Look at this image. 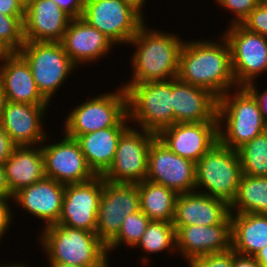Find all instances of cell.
Wrapping results in <instances>:
<instances>
[{
  "label": "cell",
  "instance_id": "1",
  "mask_svg": "<svg viewBox=\"0 0 267 267\" xmlns=\"http://www.w3.org/2000/svg\"><path fill=\"white\" fill-rule=\"evenodd\" d=\"M221 36L218 42L213 39L185 41L177 74L181 81L204 88L217 99L238 87L233 76L230 47Z\"/></svg>",
  "mask_w": 267,
  "mask_h": 267
},
{
  "label": "cell",
  "instance_id": "2",
  "mask_svg": "<svg viewBox=\"0 0 267 267\" xmlns=\"http://www.w3.org/2000/svg\"><path fill=\"white\" fill-rule=\"evenodd\" d=\"M143 23L129 44L136 48L131 56L132 77L121 86L147 82L167 81L177 78L179 57L185 39L178 34L148 29Z\"/></svg>",
  "mask_w": 267,
  "mask_h": 267
},
{
  "label": "cell",
  "instance_id": "3",
  "mask_svg": "<svg viewBox=\"0 0 267 267\" xmlns=\"http://www.w3.org/2000/svg\"><path fill=\"white\" fill-rule=\"evenodd\" d=\"M230 91L217 102L218 135L223 145L237 150L264 133L266 121L257 98L247 87H237L234 93Z\"/></svg>",
  "mask_w": 267,
  "mask_h": 267
},
{
  "label": "cell",
  "instance_id": "4",
  "mask_svg": "<svg viewBox=\"0 0 267 267\" xmlns=\"http://www.w3.org/2000/svg\"><path fill=\"white\" fill-rule=\"evenodd\" d=\"M40 237L48 263L109 267L106 245L95 232L54 224L43 228Z\"/></svg>",
  "mask_w": 267,
  "mask_h": 267
},
{
  "label": "cell",
  "instance_id": "5",
  "mask_svg": "<svg viewBox=\"0 0 267 267\" xmlns=\"http://www.w3.org/2000/svg\"><path fill=\"white\" fill-rule=\"evenodd\" d=\"M241 176L237 150L218 141L195 163V191L231 205L236 198ZM202 187L206 190H201Z\"/></svg>",
  "mask_w": 267,
  "mask_h": 267
},
{
  "label": "cell",
  "instance_id": "6",
  "mask_svg": "<svg viewBox=\"0 0 267 267\" xmlns=\"http://www.w3.org/2000/svg\"><path fill=\"white\" fill-rule=\"evenodd\" d=\"M117 90L96 95L75 106L65 117L62 132L76 139L109 127H129L127 91L122 86Z\"/></svg>",
  "mask_w": 267,
  "mask_h": 267
},
{
  "label": "cell",
  "instance_id": "7",
  "mask_svg": "<svg viewBox=\"0 0 267 267\" xmlns=\"http://www.w3.org/2000/svg\"><path fill=\"white\" fill-rule=\"evenodd\" d=\"M128 116L134 126L155 134L174 124L172 80L128 85Z\"/></svg>",
  "mask_w": 267,
  "mask_h": 267
},
{
  "label": "cell",
  "instance_id": "8",
  "mask_svg": "<svg viewBox=\"0 0 267 267\" xmlns=\"http://www.w3.org/2000/svg\"><path fill=\"white\" fill-rule=\"evenodd\" d=\"M19 53L28 62L37 89L48 102L77 67L61 42L25 41Z\"/></svg>",
  "mask_w": 267,
  "mask_h": 267
},
{
  "label": "cell",
  "instance_id": "9",
  "mask_svg": "<svg viewBox=\"0 0 267 267\" xmlns=\"http://www.w3.org/2000/svg\"><path fill=\"white\" fill-rule=\"evenodd\" d=\"M223 36L231 51V65L238 87H247L267 71V38L241 24H231Z\"/></svg>",
  "mask_w": 267,
  "mask_h": 267
},
{
  "label": "cell",
  "instance_id": "10",
  "mask_svg": "<svg viewBox=\"0 0 267 267\" xmlns=\"http://www.w3.org/2000/svg\"><path fill=\"white\" fill-rule=\"evenodd\" d=\"M142 131V132H139ZM157 134L131 125L119 138L114 160L102 175L110 183H139L146 180L148 150Z\"/></svg>",
  "mask_w": 267,
  "mask_h": 267
},
{
  "label": "cell",
  "instance_id": "11",
  "mask_svg": "<svg viewBox=\"0 0 267 267\" xmlns=\"http://www.w3.org/2000/svg\"><path fill=\"white\" fill-rule=\"evenodd\" d=\"M81 18L102 32L116 46H129V41L145 22L121 0H85Z\"/></svg>",
  "mask_w": 267,
  "mask_h": 267
},
{
  "label": "cell",
  "instance_id": "12",
  "mask_svg": "<svg viewBox=\"0 0 267 267\" xmlns=\"http://www.w3.org/2000/svg\"><path fill=\"white\" fill-rule=\"evenodd\" d=\"M139 210L137 183H110L103 178L95 233L107 245L118 234L125 217Z\"/></svg>",
  "mask_w": 267,
  "mask_h": 267
},
{
  "label": "cell",
  "instance_id": "13",
  "mask_svg": "<svg viewBox=\"0 0 267 267\" xmlns=\"http://www.w3.org/2000/svg\"><path fill=\"white\" fill-rule=\"evenodd\" d=\"M146 180L184 194L195 191V163L172 152L156 137L148 150Z\"/></svg>",
  "mask_w": 267,
  "mask_h": 267
},
{
  "label": "cell",
  "instance_id": "14",
  "mask_svg": "<svg viewBox=\"0 0 267 267\" xmlns=\"http://www.w3.org/2000/svg\"><path fill=\"white\" fill-rule=\"evenodd\" d=\"M63 136L58 142L41 144L45 176L65 185L92 180L96 175L89 168L79 142L65 133Z\"/></svg>",
  "mask_w": 267,
  "mask_h": 267
},
{
  "label": "cell",
  "instance_id": "15",
  "mask_svg": "<svg viewBox=\"0 0 267 267\" xmlns=\"http://www.w3.org/2000/svg\"><path fill=\"white\" fill-rule=\"evenodd\" d=\"M102 188L103 176H95L84 183L66 184L57 224L96 232Z\"/></svg>",
  "mask_w": 267,
  "mask_h": 267
},
{
  "label": "cell",
  "instance_id": "16",
  "mask_svg": "<svg viewBox=\"0 0 267 267\" xmlns=\"http://www.w3.org/2000/svg\"><path fill=\"white\" fill-rule=\"evenodd\" d=\"M218 125V121L175 123L157 137L176 155L196 163L219 141Z\"/></svg>",
  "mask_w": 267,
  "mask_h": 267
},
{
  "label": "cell",
  "instance_id": "17",
  "mask_svg": "<svg viewBox=\"0 0 267 267\" xmlns=\"http://www.w3.org/2000/svg\"><path fill=\"white\" fill-rule=\"evenodd\" d=\"M176 252L187 264L193 259L232 249V224L175 227Z\"/></svg>",
  "mask_w": 267,
  "mask_h": 267
},
{
  "label": "cell",
  "instance_id": "18",
  "mask_svg": "<svg viewBox=\"0 0 267 267\" xmlns=\"http://www.w3.org/2000/svg\"><path fill=\"white\" fill-rule=\"evenodd\" d=\"M48 106L7 101L0 125L17 146L41 145L48 140L42 128Z\"/></svg>",
  "mask_w": 267,
  "mask_h": 267
},
{
  "label": "cell",
  "instance_id": "19",
  "mask_svg": "<svg viewBox=\"0 0 267 267\" xmlns=\"http://www.w3.org/2000/svg\"><path fill=\"white\" fill-rule=\"evenodd\" d=\"M230 205L224 200L197 191L178 194L175 202L174 227L232 224Z\"/></svg>",
  "mask_w": 267,
  "mask_h": 267
},
{
  "label": "cell",
  "instance_id": "20",
  "mask_svg": "<svg viewBox=\"0 0 267 267\" xmlns=\"http://www.w3.org/2000/svg\"><path fill=\"white\" fill-rule=\"evenodd\" d=\"M65 184L45 177L43 180L19 189L13 202L44 221V227L57 224L62 211Z\"/></svg>",
  "mask_w": 267,
  "mask_h": 267
},
{
  "label": "cell",
  "instance_id": "21",
  "mask_svg": "<svg viewBox=\"0 0 267 267\" xmlns=\"http://www.w3.org/2000/svg\"><path fill=\"white\" fill-rule=\"evenodd\" d=\"M71 19L53 0H32L25 9V41L61 42Z\"/></svg>",
  "mask_w": 267,
  "mask_h": 267
},
{
  "label": "cell",
  "instance_id": "22",
  "mask_svg": "<svg viewBox=\"0 0 267 267\" xmlns=\"http://www.w3.org/2000/svg\"><path fill=\"white\" fill-rule=\"evenodd\" d=\"M71 61L76 65L96 62L110 53L114 43L102 32L87 24L82 18H73L61 40Z\"/></svg>",
  "mask_w": 267,
  "mask_h": 267
},
{
  "label": "cell",
  "instance_id": "23",
  "mask_svg": "<svg viewBox=\"0 0 267 267\" xmlns=\"http://www.w3.org/2000/svg\"><path fill=\"white\" fill-rule=\"evenodd\" d=\"M218 99L208 90L172 79V108L175 123L218 121Z\"/></svg>",
  "mask_w": 267,
  "mask_h": 267
},
{
  "label": "cell",
  "instance_id": "24",
  "mask_svg": "<svg viewBox=\"0 0 267 267\" xmlns=\"http://www.w3.org/2000/svg\"><path fill=\"white\" fill-rule=\"evenodd\" d=\"M0 84L7 101L50 105L38 91L29 64L19 52L5 55L0 64Z\"/></svg>",
  "mask_w": 267,
  "mask_h": 267
},
{
  "label": "cell",
  "instance_id": "25",
  "mask_svg": "<svg viewBox=\"0 0 267 267\" xmlns=\"http://www.w3.org/2000/svg\"><path fill=\"white\" fill-rule=\"evenodd\" d=\"M4 165L7 183L13 194L46 177L41 145L17 146Z\"/></svg>",
  "mask_w": 267,
  "mask_h": 267
},
{
  "label": "cell",
  "instance_id": "26",
  "mask_svg": "<svg viewBox=\"0 0 267 267\" xmlns=\"http://www.w3.org/2000/svg\"><path fill=\"white\" fill-rule=\"evenodd\" d=\"M127 128L109 127L76 138L89 168L96 176H102L110 168L119 138Z\"/></svg>",
  "mask_w": 267,
  "mask_h": 267
},
{
  "label": "cell",
  "instance_id": "27",
  "mask_svg": "<svg viewBox=\"0 0 267 267\" xmlns=\"http://www.w3.org/2000/svg\"><path fill=\"white\" fill-rule=\"evenodd\" d=\"M232 250L254 257L267 245V214L231 213Z\"/></svg>",
  "mask_w": 267,
  "mask_h": 267
},
{
  "label": "cell",
  "instance_id": "28",
  "mask_svg": "<svg viewBox=\"0 0 267 267\" xmlns=\"http://www.w3.org/2000/svg\"><path fill=\"white\" fill-rule=\"evenodd\" d=\"M137 184L140 210L150 220L173 222L178 194L168 187L149 180Z\"/></svg>",
  "mask_w": 267,
  "mask_h": 267
},
{
  "label": "cell",
  "instance_id": "29",
  "mask_svg": "<svg viewBox=\"0 0 267 267\" xmlns=\"http://www.w3.org/2000/svg\"><path fill=\"white\" fill-rule=\"evenodd\" d=\"M230 212L267 214V177L242 174Z\"/></svg>",
  "mask_w": 267,
  "mask_h": 267
},
{
  "label": "cell",
  "instance_id": "30",
  "mask_svg": "<svg viewBox=\"0 0 267 267\" xmlns=\"http://www.w3.org/2000/svg\"><path fill=\"white\" fill-rule=\"evenodd\" d=\"M139 248L146 253L176 252L175 227L172 222L151 220L141 240L134 248Z\"/></svg>",
  "mask_w": 267,
  "mask_h": 267
},
{
  "label": "cell",
  "instance_id": "31",
  "mask_svg": "<svg viewBox=\"0 0 267 267\" xmlns=\"http://www.w3.org/2000/svg\"><path fill=\"white\" fill-rule=\"evenodd\" d=\"M242 174L267 177V133L256 136L237 149Z\"/></svg>",
  "mask_w": 267,
  "mask_h": 267
},
{
  "label": "cell",
  "instance_id": "32",
  "mask_svg": "<svg viewBox=\"0 0 267 267\" xmlns=\"http://www.w3.org/2000/svg\"><path fill=\"white\" fill-rule=\"evenodd\" d=\"M150 221L141 210L126 216L118 234L106 245L108 255L118 246H123L122 244L134 248L141 240Z\"/></svg>",
  "mask_w": 267,
  "mask_h": 267
},
{
  "label": "cell",
  "instance_id": "33",
  "mask_svg": "<svg viewBox=\"0 0 267 267\" xmlns=\"http://www.w3.org/2000/svg\"><path fill=\"white\" fill-rule=\"evenodd\" d=\"M24 17L0 13V46L8 53L19 52L25 43Z\"/></svg>",
  "mask_w": 267,
  "mask_h": 267
},
{
  "label": "cell",
  "instance_id": "34",
  "mask_svg": "<svg viewBox=\"0 0 267 267\" xmlns=\"http://www.w3.org/2000/svg\"><path fill=\"white\" fill-rule=\"evenodd\" d=\"M262 0H216L217 5L231 11L234 15L231 24H241Z\"/></svg>",
  "mask_w": 267,
  "mask_h": 267
},
{
  "label": "cell",
  "instance_id": "35",
  "mask_svg": "<svg viewBox=\"0 0 267 267\" xmlns=\"http://www.w3.org/2000/svg\"><path fill=\"white\" fill-rule=\"evenodd\" d=\"M241 25L248 31L267 38V5L261 1Z\"/></svg>",
  "mask_w": 267,
  "mask_h": 267
},
{
  "label": "cell",
  "instance_id": "36",
  "mask_svg": "<svg viewBox=\"0 0 267 267\" xmlns=\"http://www.w3.org/2000/svg\"><path fill=\"white\" fill-rule=\"evenodd\" d=\"M189 267H233V250L223 253H213L193 259Z\"/></svg>",
  "mask_w": 267,
  "mask_h": 267
},
{
  "label": "cell",
  "instance_id": "37",
  "mask_svg": "<svg viewBox=\"0 0 267 267\" xmlns=\"http://www.w3.org/2000/svg\"><path fill=\"white\" fill-rule=\"evenodd\" d=\"M13 197H1L0 198V241L3 236H5V232H7L8 229H10V224H12V218L14 216L11 205L9 202H11ZM11 200V201H10Z\"/></svg>",
  "mask_w": 267,
  "mask_h": 267
},
{
  "label": "cell",
  "instance_id": "38",
  "mask_svg": "<svg viewBox=\"0 0 267 267\" xmlns=\"http://www.w3.org/2000/svg\"><path fill=\"white\" fill-rule=\"evenodd\" d=\"M72 19L81 18L85 0H53Z\"/></svg>",
  "mask_w": 267,
  "mask_h": 267
},
{
  "label": "cell",
  "instance_id": "39",
  "mask_svg": "<svg viewBox=\"0 0 267 267\" xmlns=\"http://www.w3.org/2000/svg\"><path fill=\"white\" fill-rule=\"evenodd\" d=\"M17 145L0 125V164H5Z\"/></svg>",
  "mask_w": 267,
  "mask_h": 267
},
{
  "label": "cell",
  "instance_id": "40",
  "mask_svg": "<svg viewBox=\"0 0 267 267\" xmlns=\"http://www.w3.org/2000/svg\"><path fill=\"white\" fill-rule=\"evenodd\" d=\"M0 13L7 16H25V9L16 0H0Z\"/></svg>",
  "mask_w": 267,
  "mask_h": 267
},
{
  "label": "cell",
  "instance_id": "41",
  "mask_svg": "<svg viewBox=\"0 0 267 267\" xmlns=\"http://www.w3.org/2000/svg\"><path fill=\"white\" fill-rule=\"evenodd\" d=\"M255 84V82H252L247 86V88L257 98L263 118L267 122V88L262 92H258V89L256 88L257 86H255Z\"/></svg>",
  "mask_w": 267,
  "mask_h": 267
},
{
  "label": "cell",
  "instance_id": "42",
  "mask_svg": "<svg viewBox=\"0 0 267 267\" xmlns=\"http://www.w3.org/2000/svg\"><path fill=\"white\" fill-rule=\"evenodd\" d=\"M233 267H261V265L254 257L239 255L233 251Z\"/></svg>",
  "mask_w": 267,
  "mask_h": 267
},
{
  "label": "cell",
  "instance_id": "43",
  "mask_svg": "<svg viewBox=\"0 0 267 267\" xmlns=\"http://www.w3.org/2000/svg\"><path fill=\"white\" fill-rule=\"evenodd\" d=\"M6 179V169L4 164H0V198L13 197Z\"/></svg>",
  "mask_w": 267,
  "mask_h": 267
},
{
  "label": "cell",
  "instance_id": "44",
  "mask_svg": "<svg viewBox=\"0 0 267 267\" xmlns=\"http://www.w3.org/2000/svg\"><path fill=\"white\" fill-rule=\"evenodd\" d=\"M135 10L144 20L143 7L147 0H121Z\"/></svg>",
  "mask_w": 267,
  "mask_h": 267
},
{
  "label": "cell",
  "instance_id": "45",
  "mask_svg": "<svg viewBox=\"0 0 267 267\" xmlns=\"http://www.w3.org/2000/svg\"><path fill=\"white\" fill-rule=\"evenodd\" d=\"M254 258L259 262L261 267H267V245L257 252Z\"/></svg>",
  "mask_w": 267,
  "mask_h": 267
},
{
  "label": "cell",
  "instance_id": "46",
  "mask_svg": "<svg viewBox=\"0 0 267 267\" xmlns=\"http://www.w3.org/2000/svg\"><path fill=\"white\" fill-rule=\"evenodd\" d=\"M6 102V94L4 93L2 85L0 84V123L3 117Z\"/></svg>",
  "mask_w": 267,
  "mask_h": 267
},
{
  "label": "cell",
  "instance_id": "47",
  "mask_svg": "<svg viewBox=\"0 0 267 267\" xmlns=\"http://www.w3.org/2000/svg\"><path fill=\"white\" fill-rule=\"evenodd\" d=\"M50 267H88V266H76L71 264H64V263H49Z\"/></svg>",
  "mask_w": 267,
  "mask_h": 267
},
{
  "label": "cell",
  "instance_id": "48",
  "mask_svg": "<svg viewBox=\"0 0 267 267\" xmlns=\"http://www.w3.org/2000/svg\"><path fill=\"white\" fill-rule=\"evenodd\" d=\"M0 267H30V266H27V265H25L23 263L21 264L19 262L18 263L16 262L15 264L14 263L13 264L11 263V265L10 264H4V265L1 264Z\"/></svg>",
  "mask_w": 267,
  "mask_h": 267
},
{
  "label": "cell",
  "instance_id": "49",
  "mask_svg": "<svg viewBox=\"0 0 267 267\" xmlns=\"http://www.w3.org/2000/svg\"><path fill=\"white\" fill-rule=\"evenodd\" d=\"M24 9H26L32 0H16Z\"/></svg>",
  "mask_w": 267,
  "mask_h": 267
},
{
  "label": "cell",
  "instance_id": "50",
  "mask_svg": "<svg viewBox=\"0 0 267 267\" xmlns=\"http://www.w3.org/2000/svg\"><path fill=\"white\" fill-rule=\"evenodd\" d=\"M7 53H8V52H7L4 48H2V47L0 46V63H2L4 57H5V55H6Z\"/></svg>",
  "mask_w": 267,
  "mask_h": 267
},
{
  "label": "cell",
  "instance_id": "51",
  "mask_svg": "<svg viewBox=\"0 0 267 267\" xmlns=\"http://www.w3.org/2000/svg\"><path fill=\"white\" fill-rule=\"evenodd\" d=\"M262 2L267 5V0H262Z\"/></svg>",
  "mask_w": 267,
  "mask_h": 267
}]
</instances>
